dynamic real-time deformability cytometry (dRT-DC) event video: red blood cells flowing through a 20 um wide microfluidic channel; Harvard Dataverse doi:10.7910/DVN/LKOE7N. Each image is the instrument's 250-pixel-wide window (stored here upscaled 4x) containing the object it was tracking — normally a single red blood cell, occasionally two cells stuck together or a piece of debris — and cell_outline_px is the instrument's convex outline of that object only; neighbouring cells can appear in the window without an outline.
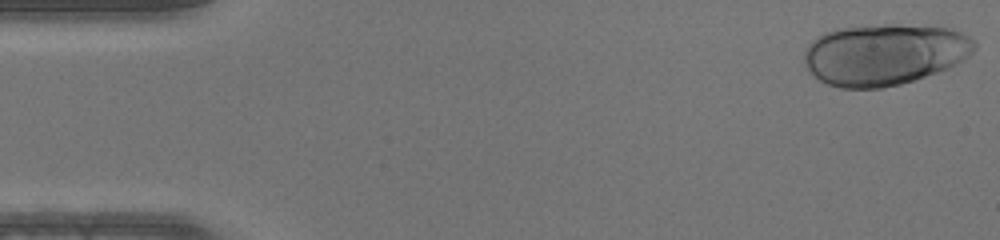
{"species": "human", "species_latin": "Homo sapiens", "temperature_condition": "warm", "stored_images_in_passage": 46, "camera_frame_rate_fps": 3000, "um_per_image_px": 0.085, "donor": {"sex": "male"}, "frame": {"image": 1, "passage_image": 1, "time_ms": 0.0, "image_size_px": [1000, 240], "cell_outline_px": [[976, 48], [968, 56], [956, 64], [948, 68], [916, 80], [900, 84], [880, 88], [840, 88], [828, 84], [820, 80], [808, 72], [804, 64], [804, 48], [816, 36], [824, 32], [836, 28], [884, 24], [900, 24], [952, 28], [976, 40]], "centroid_in_image_um": [75.15, 4.61], "position_along_channel_um": 9.9, "area_um2": 61.56}}